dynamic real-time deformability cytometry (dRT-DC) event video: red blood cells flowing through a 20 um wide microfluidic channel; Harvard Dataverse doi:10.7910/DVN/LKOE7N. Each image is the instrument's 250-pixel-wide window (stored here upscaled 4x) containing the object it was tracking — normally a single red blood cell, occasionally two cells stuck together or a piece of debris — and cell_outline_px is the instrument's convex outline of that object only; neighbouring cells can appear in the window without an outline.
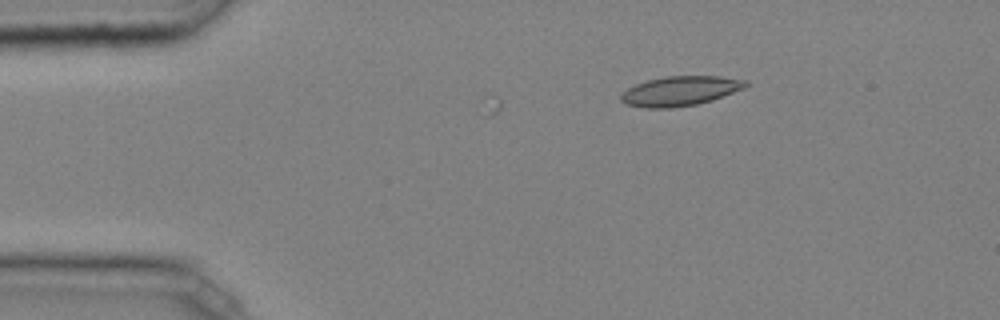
{"species": "common noctule bat (a hibernating species)", "species_latin": "Nyctalus noctula", "temperature_condition": "cold", "stored_images_in_passage": 13, "camera_frame_rate_fps": 3000, "um_per_image_px": 0.085, "animal": {"sex": "male", "body_mass_g": 20.4}, "frame": {"image": 1, "passage_image": 13, "time_ms": 4.0, "image_size_px": [1000, 320], "cell_outline_px": [[748, 84], [744, 88], [712, 100], [696, 104], [672, 108], [644, 108], [624, 104], [620, 100], [620, 92], [636, 84], [648, 80], [664, 76], [720, 76], [748, 80]], "centroid_in_image_um": [57.78, 7.73], "position_along_channel_um": 27.2, "area_um2": 21.68}}